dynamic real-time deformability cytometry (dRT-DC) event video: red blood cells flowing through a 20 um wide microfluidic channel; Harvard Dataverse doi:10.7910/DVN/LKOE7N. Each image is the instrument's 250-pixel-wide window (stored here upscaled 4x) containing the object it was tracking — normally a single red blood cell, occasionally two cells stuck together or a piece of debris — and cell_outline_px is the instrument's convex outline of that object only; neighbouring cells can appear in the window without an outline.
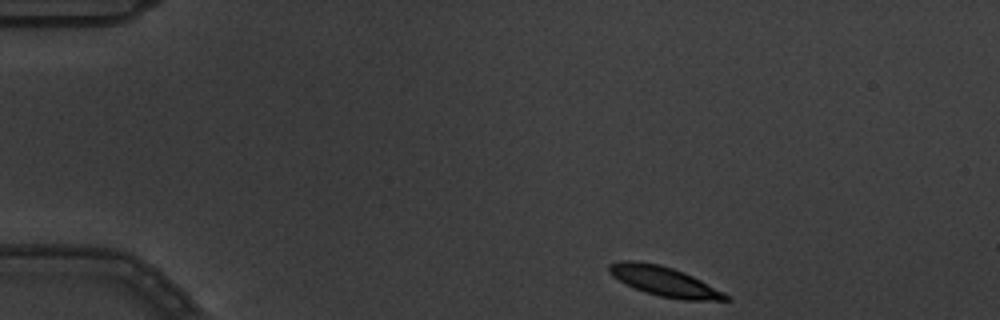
{"species": "common noctule bat (a hibernating species)", "species_latin": "Nyctalus noctula", "temperature_condition": "warm", "stored_images_in_passage": 3, "camera_frame_rate_fps": 3000, "um_per_image_px": 0.085, "animal": {"sex": "male", "body_mass_g": 19.5, "forearm_length_mm": 54.6}, "frame": {"image": 1, "passage_image": 1, "time_ms": 0.0, "image_size_px": [1000, 320], "cell_outline_px": [[728, 300], [684, 300], [660, 296], [644, 292], [612, 276], [608, 272], [608, 264], [620, 260], [636, 260], [660, 264], [684, 272], [724, 292], [728, 296]], "centroid_in_image_um": [56.42, 23.89], "position_along_channel_um": 28.6, "area_um2": 19.94}}